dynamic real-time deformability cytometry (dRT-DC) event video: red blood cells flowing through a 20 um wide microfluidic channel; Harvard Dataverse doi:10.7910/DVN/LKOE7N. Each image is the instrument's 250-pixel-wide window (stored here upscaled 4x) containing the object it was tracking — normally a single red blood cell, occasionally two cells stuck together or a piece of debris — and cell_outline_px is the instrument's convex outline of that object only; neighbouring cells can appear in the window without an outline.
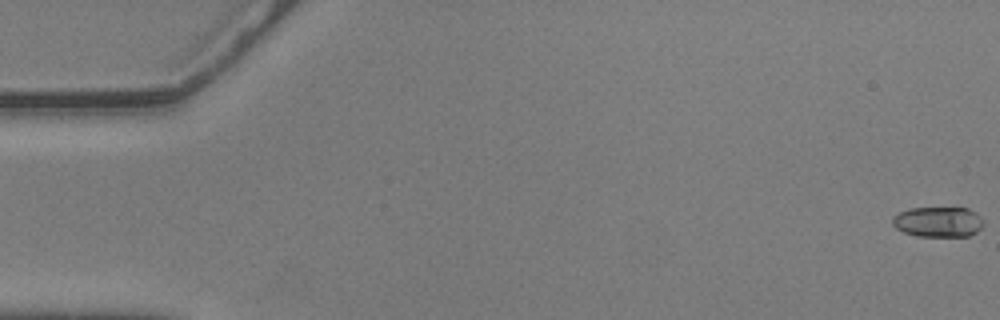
{"species": "common noctule bat (a hibernating species)", "species_latin": "Nyctalus noctula", "temperature_condition": "warm", "stored_images_in_passage": 58, "camera_frame_rate_fps": 3000, "um_per_image_px": 0.085, "animal": {"sex": "male", "body_mass_g": 20.5, "forearm_length_mm": 52.5}, "frame": {"image": 1, "passage_image": 1, "time_ms": 0.0, "image_size_px": [1000, 320], "cell_outline_px": [[984, 224], [976, 232], [968, 236], [916, 236], [904, 232], [896, 228], [892, 224], [892, 216], [908, 208], [968, 208], [980, 216], [984, 220]], "centroid_in_image_um": [79.73, 18.86], "position_along_channel_um": 5.3, "area_um2": 16.13}}
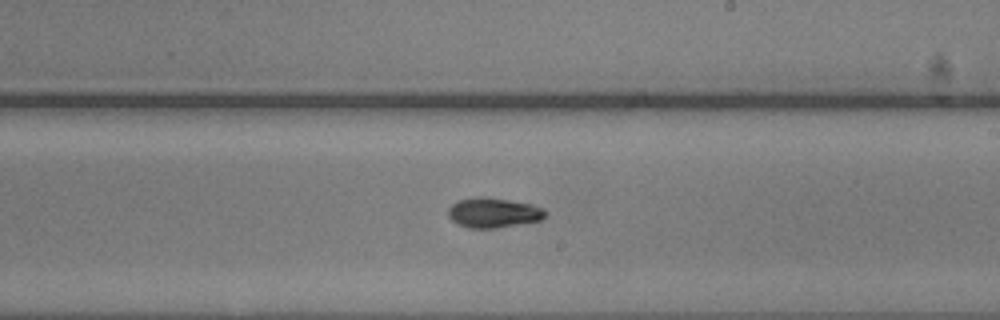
{"frame": {"image": 2, "passage_image": 34, "time_ms": 11.0, "image_size_px": [1000, 320], "cell_outline_px": [[548, 212], [540, 220], [496, 228], [468, 228], [456, 224], [448, 216], [448, 208], [456, 200], [476, 196], [488, 196], [532, 204], [544, 208]], "centroid_in_image_um": [41.91, 18.06], "position_along_channel_um": 247.1, "area_um2": 17.22}}
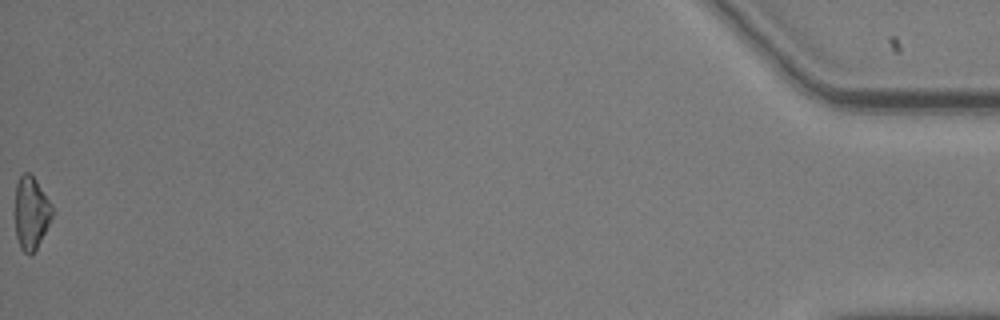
{"frame": {"image": 3, "passage_image": 58, "time_ms": 19.0, "image_size_px": [1000, 320], "cell_outline_px": [[52, 216], [36, 248], [28, 256], [20, 248], [16, 236], [16, 184], [20, 176], [24, 172], [28, 172], [36, 180], [52, 204]], "centroid_in_image_um": [2.64, 18.08], "position_along_channel_um": 432.6, "area_um2": 15.37}, "authors_computed_cell_mechanics": {"area_um2": 16.4441, "velocity_mm_per_s": 3.5989, "shape_relaxation_time_tau1_ms": 5.4712, "shape_relaxation_time_tau2_ms": 6.3121, "deformation_change_tau1": 0.1704, "deformation_change_tau2": 0.1005}}